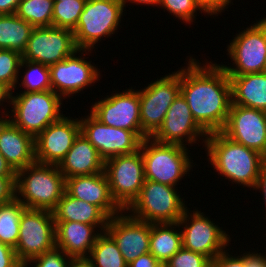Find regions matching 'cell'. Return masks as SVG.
Wrapping results in <instances>:
<instances>
[{
  "instance_id": "cell-2",
  "label": "cell",
  "mask_w": 266,
  "mask_h": 267,
  "mask_svg": "<svg viewBox=\"0 0 266 267\" xmlns=\"http://www.w3.org/2000/svg\"><path fill=\"white\" fill-rule=\"evenodd\" d=\"M203 146L212 170L232 184L250 188V191L255 188L263 155L230 140L222 132L208 133Z\"/></svg>"
},
{
  "instance_id": "cell-4",
  "label": "cell",
  "mask_w": 266,
  "mask_h": 267,
  "mask_svg": "<svg viewBox=\"0 0 266 267\" xmlns=\"http://www.w3.org/2000/svg\"><path fill=\"white\" fill-rule=\"evenodd\" d=\"M15 93L12 91L10 95L9 106H12L7 119L34 138L65 115L61 111L63 99L53 90Z\"/></svg>"
},
{
  "instance_id": "cell-23",
  "label": "cell",
  "mask_w": 266,
  "mask_h": 267,
  "mask_svg": "<svg viewBox=\"0 0 266 267\" xmlns=\"http://www.w3.org/2000/svg\"><path fill=\"white\" fill-rule=\"evenodd\" d=\"M0 153L15 172L32 165L36 162L34 137L8 119L0 120Z\"/></svg>"
},
{
  "instance_id": "cell-38",
  "label": "cell",
  "mask_w": 266,
  "mask_h": 267,
  "mask_svg": "<svg viewBox=\"0 0 266 267\" xmlns=\"http://www.w3.org/2000/svg\"><path fill=\"white\" fill-rule=\"evenodd\" d=\"M229 251V252H228ZM230 249L224 250L210 261V267H244V252L243 254H234ZM237 255V256H236Z\"/></svg>"
},
{
  "instance_id": "cell-14",
  "label": "cell",
  "mask_w": 266,
  "mask_h": 267,
  "mask_svg": "<svg viewBox=\"0 0 266 267\" xmlns=\"http://www.w3.org/2000/svg\"><path fill=\"white\" fill-rule=\"evenodd\" d=\"M129 88L93 102L90 113L105 125L134 131L143 140L146 136L141 129L138 89Z\"/></svg>"
},
{
  "instance_id": "cell-26",
  "label": "cell",
  "mask_w": 266,
  "mask_h": 267,
  "mask_svg": "<svg viewBox=\"0 0 266 267\" xmlns=\"http://www.w3.org/2000/svg\"><path fill=\"white\" fill-rule=\"evenodd\" d=\"M52 213L54 221L81 222L94 226H107L109 220L98 206L75 199L66 191Z\"/></svg>"
},
{
  "instance_id": "cell-49",
  "label": "cell",
  "mask_w": 266,
  "mask_h": 267,
  "mask_svg": "<svg viewBox=\"0 0 266 267\" xmlns=\"http://www.w3.org/2000/svg\"><path fill=\"white\" fill-rule=\"evenodd\" d=\"M125 2V8L127 7L126 3L136 4V5H146V6H159L160 0H124Z\"/></svg>"
},
{
  "instance_id": "cell-10",
  "label": "cell",
  "mask_w": 266,
  "mask_h": 267,
  "mask_svg": "<svg viewBox=\"0 0 266 267\" xmlns=\"http://www.w3.org/2000/svg\"><path fill=\"white\" fill-rule=\"evenodd\" d=\"M142 133L152 137L163 124L166 113L180 94V70L151 81L138 90Z\"/></svg>"
},
{
  "instance_id": "cell-17",
  "label": "cell",
  "mask_w": 266,
  "mask_h": 267,
  "mask_svg": "<svg viewBox=\"0 0 266 267\" xmlns=\"http://www.w3.org/2000/svg\"><path fill=\"white\" fill-rule=\"evenodd\" d=\"M230 140L255 150L266 158V112L231 103L221 131Z\"/></svg>"
},
{
  "instance_id": "cell-7",
  "label": "cell",
  "mask_w": 266,
  "mask_h": 267,
  "mask_svg": "<svg viewBox=\"0 0 266 267\" xmlns=\"http://www.w3.org/2000/svg\"><path fill=\"white\" fill-rule=\"evenodd\" d=\"M177 190V187L145 179L138 197L125 211L151 224L178 222L187 203Z\"/></svg>"
},
{
  "instance_id": "cell-3",
  "label": "cell",
  "mask_w": 266,
  "mask_h": 267,
  "mask_svg": "<svg viewBox=\"0 0 266 267\" xmlns=\"http://www.w3.org/2000/svg\"><path fill=\"white\" fill-rule=\"evenodd\" d=\"M65 187L66 179L58 165L35 162L16 172V198L29 209L52 212Z\"/></svg>"
},
{
  "instance_id": "cell-24",
  "label": "cell",
  "mask_w": 266,
  "mask_h": 267,
  "mask_svg": "<svg viewBox=\"0 0 266 267\" xmlns=\"http://www.w3.org/2000/svg\"><path fill=\"white\" fill-rule=\"evenodd\" d=\"M104 165L97 149L80 133L58 167L66 179L104 172Z\"/></svg>"
},
{
  "instance_id": "cell-21",
  "label": "cell",
  "mask_w": 266,
  "mask_h": 267,
  "mask_svg": "<svg viewBox=\"0 0 266 267\" xmlns=\"http://www.w3.org/2000/svg\"><path fill=\"white\" fill-rule=\"evenodd\" d=\"M65 191L75 199L98 206L109 218L123 211L111 196L105 172L66 178Z\"/></svg>"
},
{
  "instance_id": "cell-16",
  "label": "cell",
  "mask_w": 266,
  "mask_h": 267,
  "mask_svg": "<svg viewBox=\"0 0 266 267\" xmlns=\"http://www.w3.org/2000/svg\"><path fill=\"white\" fill-rule=\"evenodd\" d=\"M84 117L79 116L81 134L104 160L139 150L142 139L134 131L105 125L91 113Z\"/></svg>"
},
{
  "instance_id": "cell-39",
  "label": "cell",
  "mask_w": 266,
  "mask_h": 267,
  "mask_svg": "<svg viewBox=\"0 0 266 267\" xmlns=\"http://www.w3.org/2000/svg\"><path fill=\"white\" fill-rule=\"evenodd\" d=\"M200 9L208 16L222 14L229 7L233 0H195Z\"/></svg>"
},
{
  "instance_id": "cell-9",
  "label": "cell",
  "mask_w": 266,
  "mask_h": 267,
  "mask_svg": "<svg viewBox=\"0 0 266 267\" xmlns=\"http://www.w3.org/2000/svg\"><path fill=\"white\" fill-rule=\"evenodd\" d=\"M104 172L110 193L116 204L125 211L138 197L145 182L141 150L105 160Z\"/></svg>"
},
{
  "instance_id": "cell-31",
  "label": "cell",
  "mask_w": 266,
  "mask_h": 267,
  "mask_svg": "<svg viewBox=\"0 0 266 267\" xmlns=\"http://www.w3.org/2000/svg\"><path fill=\"white\" fill-rule=\"evenodd\" d=\"M88 258L93 267H128L115 241L106 232L97 238Z\"/></svg>"
},
{
  "instance_id": "cell-5",
  "label": "cell",
  "mask_w": 266,
  "mask_h": 267,
  "mask_svg": "<svg viewBox=\"0 0 266 267\" xmlns=\"http://www.w3.org/2000/svg\"><path fill=\"white\" fill-rule=\"evenodd\" d=\"M140 150L144 161L145 179L176 187L184 176L193 171V161L188 147L160 143L152 137L141 141ZM190 153V154H189ZM189 174V175H187Z\"/></svg>"
},
{
  "instance_id": "cell-48",
  "label": "cell",
  "mask_w": 266,
  "mask_h": 267,
  "mask_svg": "<svg viewBox=\"0 0 266 267\" xmlns=\"http://www.w3.org/2000/svg\"><path fill=\"white\" fill-rule=\"evenodd\" d=\"M0 176H16V172L7 163L4 156L0 153Z\"/></svg>"
},
{
  "instance_id": "cell-33",
  "label": "cell",
  "mask_w": 266,
  "mask_h": 267,
  "mask_svg": "<svg viewBox=\"0 0 266 267\" xmlns=\"http://www.w3.org/2000/svg\"><path fill=\"white\" fill-rule=\"evenodd\" d=\"M87 0H54L52 26L73 31Z\"/></svg>"
},
{
  "instance_id": "cell-43",
  "label": "cell",
  "mask_w": 266,
  "mask_h": 267,
  "mask_svg": "<svg viewBox=\"0 0 266 267\" xmlns=\"http://www.w3.org/2000/svg\"><path fill=\"white\" fill-rule=\"evenodd\" d=\"M128 267H163V265L149 252L129 263Z\"/></svg>"
},
{
  "instance_id": "cell-35",
  "label": "cell",
  "mask_w": 266,
  "mask_h": 267,
  "mask_svg": "<svg viewBox=\"0 0 266 267\" xmlns=\"http://www.w3.org/2000/svg\"><path fill=\"white\" fill-rule=\"evenodd\" d=\"M158 7L164 9V12L167 10L175 19L178 18L186 25L193 24L194 20H196L197 11L201 14L204 13L195 0H160Z\"/></svg>"
},
{
  "instance_id": "cell-46",
  "label": "cell",
  "mask_w": 266,
  "mask_h": 267,
  "mask_svg": "<svg viewBox=\"0 0 266 267\" xmlns=\"http://www.w3.org/2000/svg\"><path fill=\"white\" fill-rule=\"evenodd\" d=\"M21 0H0V15L14 14Z\"/></svg>"
},
{
  "instance_id": "cell-19",
  "label": "cell",
  "mask_w": 266,
  "mask_h": 267,
  "mask_svg": "<svg viewBox=\"0 0 266 267\" xmlns=\"http://www.w3.org/2000/svg\"><path fill=\"white\" fill-rule=\"evenodd\" d=\"M80 133L79 118L63 115L34 138L36 162L59 165Z\"/></svg>"
},
{
  "instance_id": "cell-18",
  "label": "cell",
  "mask_w": 266,
  "mask_h": 267,
  "mask_svg": "<svg viewBox=\"0 0 266 267\" xmlns=\"http://www.w3.org/2000/svg\"><path fill=\"white\" fill-rule=\"evenodd\" d=\"M207 135L208 133L195 121L186 99L180 93L169 107L163 124L152 138L160 143L189 147L200 140H202L201 144H205Z\"/></svg>"
},
{
  "instance_id": "cell-40",
  "label": "cell",
  "mask_w": 266,
  "mask_h": 267,
  "mask_svg": "<svg viewBox=\"0 0 266 267\" xmlns=\"http://www.w3.org/2000/svg\"><path fill=\"white\" fill-rule=\"evenodd\" d=\"M16 176H0V205L16 197Z\"/></svg>"
},
{
  "instance_id": "cell-8",
  "label": "cell",
  "mask_w": 266,
  "mask_h": 267,
  "mask_svg": "<svg viewBox=\"0 0 266 267\" xmlns=\"http://www.w3.org/2000/svg\"><path fill=\"white\" fill-rule=\"evenodd\" d=\"M233 39V40H232ZM227 45L230 66L221 62L227 75L266 72V17L239 31ZM234 65V66H233ZM232 66V67H231Z\"/></svg>"
},
{
  "instance_id": "cell-41",
  "label": "cell",
  "mask_w": 266,
  "mask_h": 267,
  "mask_svg": "<svg viewBox=\"0 0 266 267\" xmlns=\"http://www.w3.org/2000/svg\"><path fill=\"white\" fill-rule=\"evenodd\" d=\"M0 267H23L15 249L0 242Z\"/></svg>"
},
{
  "instance_id": "cell-37",
  "label": "cell",
  "mask_w": 266,
  "mask_h": 267,
  "mask_svg": "<svg viewBox=\"0 0 266 267\" xmlns=\"http://www.w3.org/2000/svg\"><path fill=\"white\" fill-rule=\"evenodd\" d=\"M70 256H68L63 250L58 247H54L51 250L31 259L23 267H67Z\"/></svg>"
},
{
  "instance_id": "cell-44",
  "label": "cell",
  "mask_w": 266,
  "mask_h": 267,
  "mask_svg": "<svg viewBox=\"0 0 266 267\" xmlns=\"http://www.w3.org/2000/svg\"><path fill=\"white\" fill-rule=\"evenodd\" d=\"M253 190H256L260 193H262L263 195V202L265 204V211H266V158H264L261 168H260V173H259V177L257 179V183L256 186ZM265 219H266V212H265Z\"/></svg>"
},
{
  "instance_id": "cell-25",
  "label": "cell",
  "mask_w": 266,
  "mask_h": 267,
  "mask_svg": "<svg viewBox=\"0 0 266 267\" xmlns=\"http://www.w3.org/2000/svg\"><path fill=\"white\" fill-rule=\"evenodd\" d=\"M232 104L266 112V72L228 75Z\"/></svg>"
},
{
  "instance_id": "cell-30",
  "label": "cell",
  "mask_w": 266,
  "mask_h": 267,
  "mask_svg": "<svg viewBox=\"0 0 266 267\" xmlns=\"http://www.w3.org/2000/svg\"><path fill=\"white\" fill-rule=\"evenodd\" d=\"M25 72H22L21 69ZM19 74L22 76V79H20L22 82H17L18 88L24 90L20 91L19 93H29V92H40V91H46L51 90V83H50V69L49 66L43 65L38 62L33 61H27V60H21L20 66H19ZM22 86V87H21Z\"/></svg>"
},
{
  "instance_id": "cell-20",
  "label": "cell",
  "mask_w": 266,
  "mask_h": 267,
  "mask_svg": "<svg viewBox=\"0 0 266 267\" xmlns=\"http://www.w3.org/2000/svg\"><path fill=\"white\" fill-rule=\"evenodd\" d=\"M105 232L115 241L127 264L149 253L151 223L137 220L126 211L109 218Z\"/></svg>"
},
{
  "instance_id": "cell-11",
  "label": "cell",
  "mask_w": 266,
  "mask_h": 267,
  "mask_svg": "<svg viewBox=\"0 0 266 267\" xmlns=\"http://www.w3.org/2000/svg\"><path fill=\"white\" fill-rule=\"evenodd\" d=\"M178 224L182 228L180 230L183 247L201 253L210 260L226 250L232 239L231 235L219 226L220 223L215 224L197 207L192 211L187 207Z\"/></svg>"
},
{
  "instance_id": "cell-13",
  "label": "cell",
  "mask_w": 266,
  "mask_h": 267,
  "mask_svg": "<svg viewBox=\"0 0 266 267\" xmlns=\"http://www.w3.org/2000/svg\"><path fill=\"white\" fill-rule=\"evenodd\" d=\"M92 51L78 49L63 61L49 66L51 90L63 100L71 96L73 98L74 94L76 96V93L79 94L89 86L91 87L92 84L94 86L99 82L101 71L98 70L95 63L91 64V60H86L89 57H85L86 55L90 56Z\"/></svg>"
},
{
  "instance_id": "cell-1",
  "label": "cell",
  "mask_w": 266,
  "mask_h": 267,
  "mask_svg": "<svg viewBox=\"0 0 266 267\" xmlns=\"http://www.w3.org/2000/svg\"><path fill=\"white\" fill-rule=\"evenodd\" d=\"M180 68V93L195 121L207 132H221L232 103L231 82L220 64L189 56Z\"/></svg>"
},
{
  "instance_id": "cell-27",
  "label": "cell",
  "mask_w": 266,
  "mask_h": 267,
  "mask_svg": "<svg viewBox=\"0 0 266 267\" xmlns=\"http://www.w3.org/2000/svg\"><path fill=\"white\" fill-rule=\"evenodd\" d=\"M178 222L151 224L149 252L164 265L182 247Z\"/></svg>"
},
{
  "instance_id": "cell-12",
  "label": "cell",
  "mask_w": 266,
  "mask_h": 267,
  "mask_svg": "<svg viewBox=\"0 0 266 267\" xmlns=\"http://www.w3.org/2000/svg\"><path fill=\"white\" fill-rule=\"evenodd\" d=\"M55 246L53 213L25 208L19 221V236L15 248L18 260L24 265Z\"/></svg>"
},
{
  "instance_id": "cell-36",
  "label": "cell",
  "mask_w": 266,
  "mask_h": 267,
  "mask_svg": "<svg viewBox=\"0 0 266 267\" xmlns=\"http://www.w3.org/2000/svg\"><path fill=\"white\" fill-rule=\"evenodd\" d=\"M210 261L205 255L182 247L163 267H210Z\"/></svg>"
},
{
  "instance_id": "cell-47",
  "label": "cell",
  "mask_w": 266,
  "mask_h": 267,
  "mask_svg": "<svg viewBox=\"0 0 266 267\" xmlns=\"http://www.w3.org/2000/svg\"><path fill=\"white\" fill-rule=\"evenodd\" d=\"M67 267H93L88 257H71Z\"/></svg>"
},
{
  "instance_id": "cell-34",
  "label": "cell",
  "mask_w": 266,
  "mask_h": 267,
  "mask_svg": "<svg viewBox=\"0 0 266 267\" xmlns=\"http://www.w3.org/2000/svg\"><path fill=\"white\" fill-rule=\"evenodd\" d=\"M22 55L19 52L0 49V83L6 86L11 92L17 90L19 79V66Z\"/></svg>"
},
{
  "instance_id": "cell-28",
  "label": "cell",
  "mask_w": 266,
  "mask_h": 267,
  "mask_svg": "<svg viewBox=\"0 0 266 267\" xmlns=\"http://www.w3.org/2000/svg\"><path fill=\"white\" fill-rule=\"evenodd\" d=\"M33 26L14 14L0 15V49L25 51Z\"/></svg>"
},
{
  "instance_id": "cell-45",
  "label": "cell",
  "mask_w": 266,
  "mask_h": 267,
  "mask_svg": "<svg viewBox=\"0 0 266 267\" xmlns=\"http://www.w3.org/2000/svg\"><path fill=\"white\" fill-rule=\"evenodd\" d=\"M10 95H11V91L6 86H4L2 83H0V106H2L3 108V110L0 108V110L3 111V112L0 111V113H2V115L0 114V120L7 119V116L10 113V111H8L6 108L3 107L5 106L4 104L6 102H7L8 107H10L9 106Z\"/></svg>"
},
{
  "instance_id": "cell-32",
  "label": "cell",
  "mask_w": 266,
  "mask_h": 267,
  "mask_svg": "<svg viewBox=\"0 0 266 267\" xmlns=\"http://www.w3.org/2000/svg\"><path fill=\"white\" fill-rule=\"evenodd\" d=\"M54 0H21L15 14L33 27H51Z\"/></svg>"
},
{
  "instance_id": "cell-15",
  "label": "cell",
  "mask_w": 266,
  "mask_h": 267,
  "mask_svg": "<svg viewBox=\"0 0 266 267\" xmlns=\"http://www.w3.org/2000/svg\"><path fill=\"white\" fill-rule=\"evenodd\" d=\"M78 50L74 33L58 27H34L22 59L51 66Z\"/></svg>"
},
{
  "instance_id": "cell-29",
  "label": "cell",
  "mask_w": 266,
  "mask_h": 267,
  "mask_svg": "<svg viewBox=\"0 0 266 267\" xmlns=\"http://www.w3.org/2000/svg\"><path fill=\"white\" fill-rule=\"evenodd\" d=\"M25 208L16 197L0 205V242L13 249L18 242L19 221Z\"/></svg>"
},
{
  "instance_id": "cell-42",
  "label": "cell",
  "mask_w": 266,
  "mask_h": 267,
  "mask_svg": "<svg viewBox=\"0 0 266 267\" xmlns=\"http://www.w3.org/2000/svg\"><path fill=\"white\" fill-rule=\"evenodd\" d=\"M266 253V252H264ZM258 253L256 250L252 252L245 251L244 253V267H266V254ZM264 254V255H263Z\"/></svg>"
},
{
  "instance_id": "cell-22",
  "label": "cell",
  "mask_w": 266,
  "mask_h": 267,
  "mask_svg": "<svg viewBox=\"0 0 266 267\" xmlns=\"http://www.w3.org/2000/svg\"><path fill=\"white\" fill-rule=\"evenodd\" d=\"M106 227L81 222L55 221L56 247L70 257H88L97 238L105 232Z\"/></svg>"
},
{
  "instance_id": "cell-6",
  "label": "cell",
  "mask_w": 266,
  "mask_h": 267,
  "mask_svg": "<svg viewBox=\"0 0 266 267\" xmlns=\"http://www.w3.org/2000/svg\"><path fill=\"white\" fill-rule=\"evenodd\" d=\"M125 9L124 0H87L73 30L77 48L93 50L102 38H112L121 27Z\"/></svg>"
}]
</instances>
